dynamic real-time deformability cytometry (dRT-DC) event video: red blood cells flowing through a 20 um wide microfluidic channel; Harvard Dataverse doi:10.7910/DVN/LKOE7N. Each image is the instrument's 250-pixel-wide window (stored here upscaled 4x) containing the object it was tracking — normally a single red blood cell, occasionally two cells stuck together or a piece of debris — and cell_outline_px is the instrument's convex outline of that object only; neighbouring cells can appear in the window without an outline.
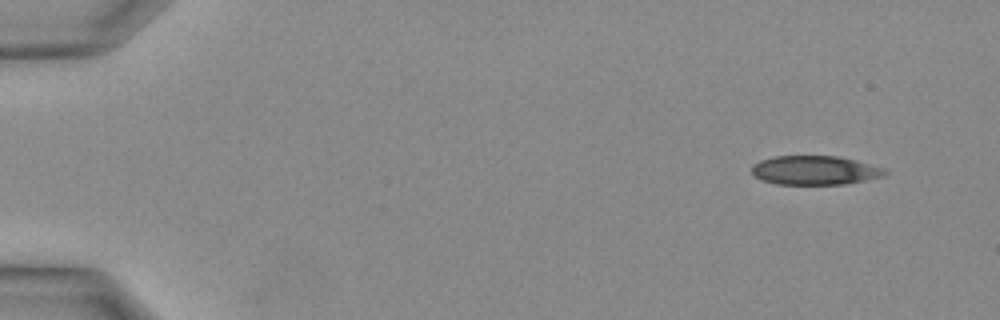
{"species": "Egyptian fruit bat (a non-hibernating species)", "species_latin": "Rousettus aegyptiacus", "temperature_condition": "warm", "stored_images_in_passage": 9, "camera_frame_rate_fps": 3000, "um_per_image_px": 0.085, "animal": {"sex": "female"}, "frame": {"image": 1, "passage_image": 1, "time_ms": 0.0, "image_size_px": [1000, 320], "cell_outline_px": [[888, 172], [884, 176], [844, 184], [776, 184], [760, 180], [752, 172], [752, 164], [760, 160], [772, 156], [840, 156], [884, 168]], "centroid_in_image_um": [69.23, 14.47], "position_along_channel_um": 15.8, "area_um2": 22.54}}
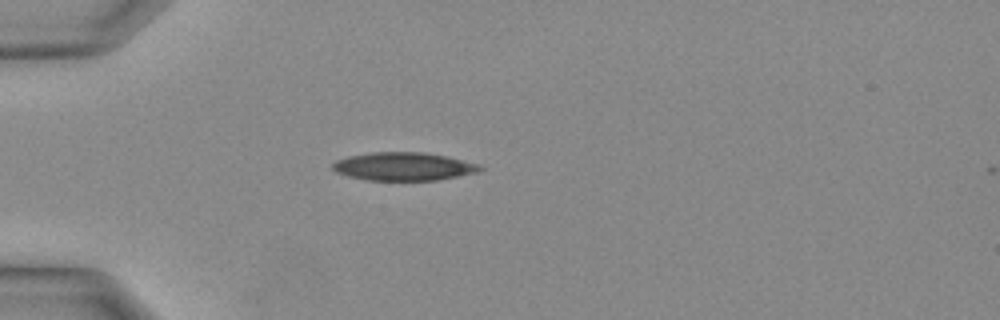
{"frame": {"image": 2, "passage_image": 8, "time_ms": 2.333, "image_size_px": [1000, 320], "cell_outline_px": [[484, 168], [480, 172], [436, 180], [368, 180], [348, 176], [336, 172], [332, 168], [332, 164], [336, 160], [348, 156], [372, 152], [424, 152], [448, 156], [480, 164]], "centroid_in_image_um": [34.34, 14.14], "position_along_channel_um": 50.7, "area_um2": 24.33}}